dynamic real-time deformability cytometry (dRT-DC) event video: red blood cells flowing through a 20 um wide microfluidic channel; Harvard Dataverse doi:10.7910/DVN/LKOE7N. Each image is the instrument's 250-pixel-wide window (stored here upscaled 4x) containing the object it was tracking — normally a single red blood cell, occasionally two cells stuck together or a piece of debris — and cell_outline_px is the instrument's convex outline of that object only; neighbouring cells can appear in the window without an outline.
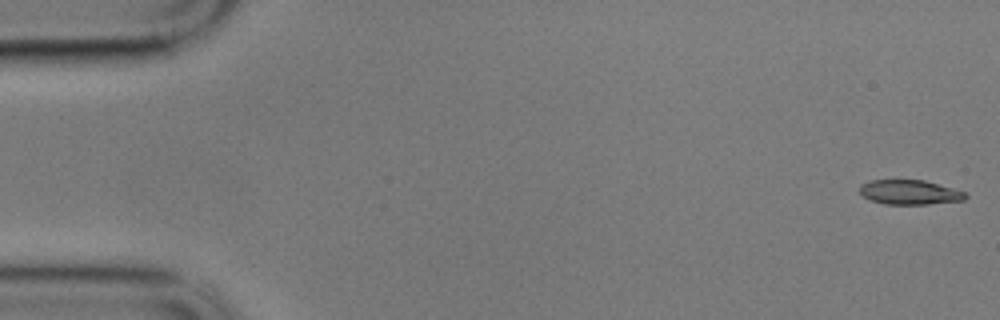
{"species": "common noctule bat (a hibernating species)", "species_latin": "Nyctalus noctula", "temperature_condition": "cold", "stored_images_in_passage": 58, "camera_frame_rate_fps": 3000, "um_per_image_px": 0.085, "animal": {"sex": "male", "body_mass_g": 17.9}, "frame": {"image": 1, "passage_image": 1, "time_ms": 0.0, "image_size_px": [1000, 320], "cell_outline_px": [[968, 196], [964, 200], [928, 204], [884, 204], [872, 200], [864, 196], [860, 192], [860, 184], [872, 180], [924, 180], [952, 188], [964, 192]], "centroid_in_image_um": [77.32, 16.34], "position_along_channel_um": 7.7, "area_um2": 14.97}}
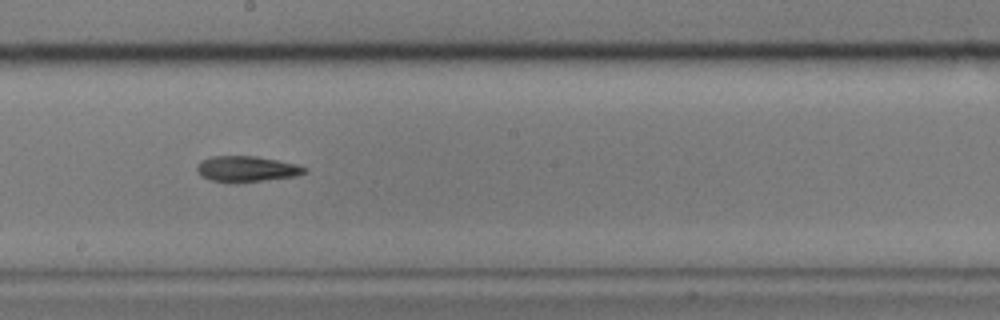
{"frame": {"image": 2, "passage_image": 32, "time_ms": 10.333, "image_size_px": [1000, 320], "cell_outline_px": [[308, 172], [296, 176], [236, 184], [232, 184], [208, 180], [200, 176], [196, 172], [196, 164], [200, 160], [212, 156], [256, 156], [296, 164], [308, 168]], "centroid_in_image_um": [20.9, 14.38], "position_along_channel_um": 227.3, "area_um2": 16.7}}
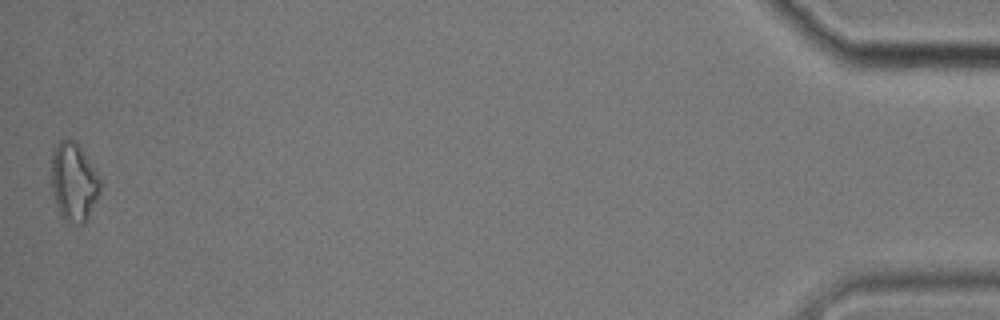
{"frame": {"image": 3, "passage_image": 58, "time_ms": 19.0, "image_size_px": [1000, 320], "cell_outline_px": [[100, 192], [84, 224], [68, 224], [64, 220], [56, 204], [52, 188], [52, 152], [56, 144], [60, 140], [76, 140], [96, 172], [100, 180]], "centroid_in_image_um": [6.26, 15.48], "position_along_channel_um": 428.9, "area_um2": 22.08}, "authors_computed_cell_mechanics": {"area_um2": 16.2996, "velocity_mm_per_s": 3.3905, "shape_relaxation_time_tau1_ms": 4.5498, "shape_relaxation_time_tau2_ms": null, "deformation_change_tau1": 0.1633, "deformation_change_tau2": null}}